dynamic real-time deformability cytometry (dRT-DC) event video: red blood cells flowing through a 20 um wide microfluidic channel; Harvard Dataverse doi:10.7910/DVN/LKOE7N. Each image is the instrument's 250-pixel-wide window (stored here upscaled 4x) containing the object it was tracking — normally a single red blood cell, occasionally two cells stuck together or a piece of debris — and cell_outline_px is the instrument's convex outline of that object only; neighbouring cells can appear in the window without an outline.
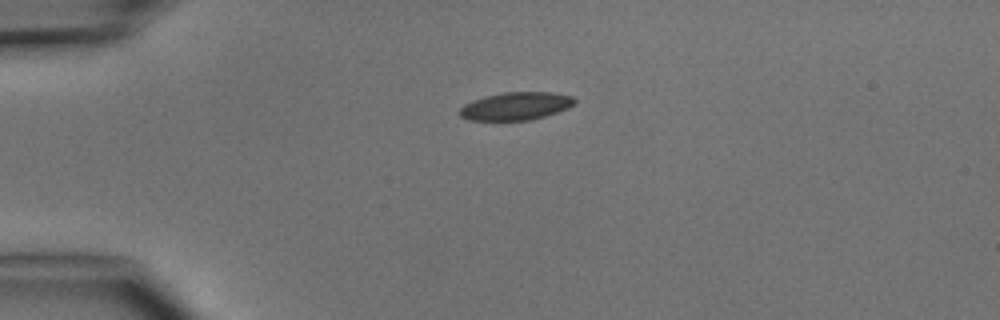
{"species": "common noctule bat (a hibernating species)", "species_latin": "Nyctalus noctula", "temperature_condition": "cold", "stored_images_in_passage": 2, "camera_frame_rate_fps": 3000, "um_per_image_px": 0.085, "animal": {"sex": "male", "body_mass_g": 15.6}, "frame": {"image": 1, "passage_image": 1, "time_ms": 0.0, "image_size_px": [1000, 320], "cell_outline_px": [[576, 100], [568, 108], [544, 116], [528, 120], [468, 120], [460, 116], [460, 108], [464, 104], [472, 100], [484, 96], [504, 92], [552, 92], [572, 96]], "centroid_in_image_um": [43.82, 9.01], "position_along_channel_um": 41.2, "area_um2": 18.55}}